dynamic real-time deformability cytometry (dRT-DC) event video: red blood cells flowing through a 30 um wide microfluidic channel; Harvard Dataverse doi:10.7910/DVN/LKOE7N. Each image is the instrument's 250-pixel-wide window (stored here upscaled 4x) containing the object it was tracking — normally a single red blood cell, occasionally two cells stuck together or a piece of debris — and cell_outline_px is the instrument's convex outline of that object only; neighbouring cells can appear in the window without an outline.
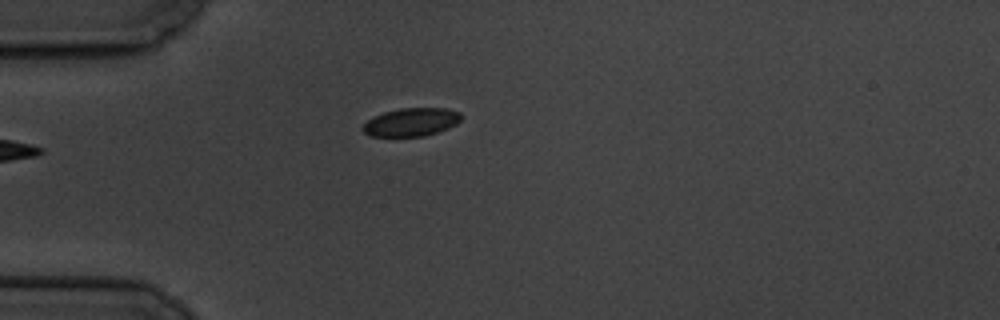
{"species": "common noctule bat (a hibernating species)", "species_latin": "Nyctalus noctula", "temperature_condition": "cold", "stored_images_in_passage": 3, "camera_frame_rate_fps": 3000, "um_per_image_px": 0.085, "animal": {"sex": "male", "body_mass_g": 19.5, "forearm_length_mm": 54.6}, "frame": {"image": 1, "passage_image": 3, "time_ms": 2.667, "image_size_px": [1000, 320], "cell_outline_px": [[460, 120], [456, 124], [448, 128], [424, 136], [368, 136], [360, 128], [372, 116], [384, 112], [400, 108], [448, 108], [460, 112]], "centroid_in_image_um": [34.93, 10.37], "position_along_channel_um": 50.1, "area_um2": 16.18}}